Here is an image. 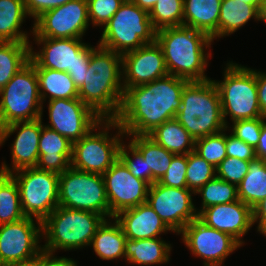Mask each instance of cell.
I'll return each mask as SVG.
<instances>
[{
  "label": "cell",
  "mask_w": 266,
  "mask_h": 266,
  "mask_svg": "<svg viewBox=\"0 0 266 266\" xmlns=\"http://www.w3.org/2000/svg\"><path fill=\"white\" fill-rule=\"evenodd\" d=\"M188 80L167 75L155 81L124 88L118 115L114 120L126 136L148 135L157 126L175 118Z\"/></svg>",
  "instance_id": "cell-1"
},
{
  "label": "cell",
  "mask_w": 266,
  "mask_h": 266,
  "mask_svg": "<svg viewBox=\"0 0 266 266\" xmlns=\"http://www.w3.org/2000/svg\"><path fill=\"white\" fill-rule=\"evenodd\" d=\"M124 87L122 55L97 44L92 50L79 99L102 119H114L121 107Z\"/></svg>",
  "instance_id": "cell-2"
},
{
  "label": "cell",
  "mask_w": 266,
  "mask_h": 266,
  "mask_svg": "<svg viewBox=\"0 0 266 266\" xmlns=\"http://www.w3.org/2000/svg\"><path fill=\"white\" fill-rule=\"evenodd\" d=\"M155 41L162 49L169 75L188 81L211 79L205 74L213 43L207 34L186 26L167 27L156 31Z\"/></svg>",
  "instance_id": "cell-3"
},
{
  "label": "cell",
  "mask_w": 266,
  "mask_h": 266,
  "mask_svg": "<svg viewBox=\"0 0 266 266\" xmlns=\"http://www.w3.org/2000/svg\"><path fill=\"white\" fill-rule=\"evenodd\" d=\"M175 119L194 140L227 128L222 116L220 94L212 79L188 81L185 84L181 107Z\"/></svg>",
  "instance_id": "cell-4"
},
{
  "label": "cell",
  "mask_w": 266,
  "mask_h": 266,
  "mask_svg": "<svg viewBox=\"0 0 266 266\" xmlns=\"http://www.w3.org/2000/svg\"><path fill=\"white\" fill-rule=\"evenodd\" d=\"M104 220L100 214L58 206L42 222L43 250L55 254L88 247Z\"/></svg>",
  "instance_id": "cell-5"
},
{
  "label": "cell",
  "mask_w": 266,
  "mask_h": 266,
  "mask_svg": "<svg viewBox=\"0 0 266 266\" xmlns=\"http://www.w3.org/2000/svg\"><path fill=\"white\" fill-rule=\"evenodd\" d=\"M223 71V80L213 81L220 94L226 127L228 115L232 122L264 117L258 103L256 70L229 61Z\"/></svg>",
  "instance_id": "cell-6"
},
{
  "label": "cell",
  "mask_w": 266,
  "mask_h": 266,
  "mask_svg": "<svg viewBox=\"0 0 266 266\" xmlns=\"http://www.w3.org/2000/svg\"><path fill=\"white\" fill-rule=\"evenodd\" d=\"M155 39L156 30L148 11L133 2H124L104 26L97 44L123 55L154 43Z\"/></svg>",
  "instance_id": "cell-7"
},
{
  "label": "cell",
  "mask_w": 266,
  "mask_h": 266,
  "mask_svg": "<svg viewBox=\"0 0 266 266\" xmlns=\"http://www.w3.org/2000/svg\"><path fill=\"white\" fill-rule=\"evenodd\" d=\"M33 38L38 47L42 46L35 52L30 45V60L35 69L67 72L79 89L84 83L85 71H88L91 53L96 46L92 47L77 38Z\"/></svg>",
  "instance_id": "cell-8"
},
{
  "label": "cell",
  "mask_w": 266,
  "mask_h": 266,
  "mask_svg": "<svg viewBox=\"0 0 266 266\" xmlns=\"http://www.w3.org/2000/svg\"><path fill=\"white\" fill-rule=\"evenodd\" d=\"M112 129L118 131L113 136L109 132ZM125 136L114 119H102L83 138L72 143L71 167L103 175L119 158L120 145Z\"/></svg>",
  "instance_id": "cell-9"
},
{
  "label": "cell",
  "mask_w": 266,
  "mask_h": 266,
  "mask_svg": "<svg viewBox=\"0 0 266 266\" xmlns=\"http://www.w3.org/2000/svg\"><path fill=\"white\" fill-rule=\"evenodd\" d=\"M0 128L43 117L38 77L30 60L0 90Z\"/></svg>",
  "instance_id": "cell-10"
},
{
  "label": "cell",
  "mask_w": 266,
  "mask_h": 266,
  "mask_svg": "<svg viewBox=\"0 0 266 266\" xmlns=\"http://www.w3.org/2000/svg\"><path fill=\"white\" fill-rule=\"evenodd\" d=\"M59 206L90 211L110 219L103 175L70 166L59 175Z\"/></svg>",
  "instance_id": "cell-11"
},
{
  "label": "cell",
  "mask_w": 266,
  "mask_h": 266,
  "mask_svg": "<svg viewBox=\"0 0 266 266\" xmlns=\"http://www.w3.org/2000/svg\"><path fill=\"white\" fill-rule=\"evenodd\" d=\"M10 175L18 185L26 217L43 222L59 206V174L31 167Z\"/></svg>",
  "instance_id": "cell-12"
},
{
  "label": "cell",
  "mask_w": 266,
  "mask_h": 266,
  "mask_svg": "<svg viewBox=\"0 0 266 266\" xmlns=\"http://www.w3.org/2000/svg\"><path fill=\"white\" fill-rule=\"evenodd\" d=\"M89 24L87 0H71L36 18L30 36L83 39Z\"/></svg>",
  "instance_id": "cell-13"
},
{
  "label": "cell",
  "mask_w": 266,
  "mask_h": 266,
  "mask_svg": "<svg viewBox=\"0 0 266 266\" xmlns=\"http://www.w3.org/2000/svg\"><path fill=\"white\" fill-rule=\"evenodd\" d=\"M192 195L195 194L187 188H174L156 182L149 186L146 203L171 232L178 235L192 220L198 218Z\"/></svg>",
  "instance_id": "cell-14"
},
{
  "label": "cell",
  "mask_w": 266,
  "mask_h": 266,
  "mask_svg": "<svg viewBox=\"0 0 266 266\" xmlns=\"http://www.w3.org/2000/svg\"><path fill=\"white\" fill-rule=\"evenodd\" d=\"M192 255L203 259V266L223 265L242 245L231 235L206 226L198 218L178 234Z\"/></svg>",
  "instance_id": "cell-15"
},
{
  "label": "cell",
  "mask_w": 266,
  "mask_h": 266,
  "mask_svg": "<svg viewBox=\"0 0 266 266\" xmlns=\"http://www.w3.org/2000/svg\"><path fill=\"white\" fill-rule=\"evenodd\" d=\"M32 217L0 225V265L26 261L43 251L42 222ZM41 238V239H40Z\"/></svg>",
  "instance_id": "cell-16"
},
{
  "label": "cell",
  "mask_w": 266,
  "mask_h": 266,
  "mask_svg": "<svg viewBox=\"0 0 266 266\" xmlns=\"http://www.w3.org/2000/svg\"><path fill=\"white\" fill-rule=\"evenodd\" d=\"M50 124L46 127L55 130L71 143L83 138L102 118L80 99H54L48 101Z\"/></svg>",
  "instance_id": "cell-17"
},
{
  "label": "cell",
  "mask_w": 266,
  "mask_h": 266,
  "mask_svg": "<svg viewBox=\"0 0 266 266\" xmlns=\"http://www.w3.org/2000/svg\"><path fill=\"white\" fill-rule=\"evenodd\" d=\"M110 219L119 212L146 203L149 184L135 178L118 158L103 174Z\"/></svg>",
  "instance_id": "cell-18"
},
{
  "label": "cell",
  "mask_w": 266,
  "mask_h": 266,
  "mask_svg": "<svg viewBox=\"0 0 266 266\" xmlns=\"http://www.w3.org/2000/svg\"><path fill=\"white\" fill-rule=\"evenodd\" d=\"M42 117L32 121L15 122L0 128V146L17 132L11 144V165L1 163L0 172L11 174L17 170L37 165L39 159V140L41 135Z\"/></svg>",
  "instance_id": "cell-19"
},
{
  "label": "cell",
  "mask_w": 266,
  "mask_h": 266,
  "mask_svg": "<svg viewBox=\"0 0 266 266\" xmlns=\"http://www.w3.org/2000/svg\"><path fill=\"white\" fill-rule=\"evenodd\" d=\"M169 75L161 47L155 41L122 55V82L131 88Z\"/></svg>",
  "instance_id": "cell-20"
},
{
  "label": "cell",
  "mask_w": 266,
  "mask_h": 266,
  "mask_svg": "<svg viewBox=\"0 0 266 266\" xmlns=\"http://www.w3.org/2000/svg\"><path fill=\"white\" fill-rule=\"evenodd\" d=\"M198 219L206 226L225 232L244 245L242 237L253 227L252 208L241 200L203 209Z\"/></svg>",
  "instance_id": "cell-21"
},
{
  "label": "cell",
  "mask_w": 266,
  "mask_h": 266,
  "mask_svg": "<svg viewBox=\"0 0 266 266\" xmlns=\"http://www.w3.org/2000/svg\"><path fill=\"white\" fill-rule=\"evenodd\" d=\"M113 218L131 240L160 238L161 234L171 231L147 203L123 210Z\"/></svg>",
  "instance_id": "cell-22"
},
{
  "label": "cell",
  "mask_w": 266,
  "mask_h": 266,
  "mask_svg": "<svg viewBox=\"0 0 266 266\" xmlns=\"http://www.w3.org/2000/svg\"><path fill=\"white\" fill-rule=\"evenodd\" d=\"M72 143L45 125L42 126L39 140L37 169L61 174L71 166Z\"/></svg>",
  "instance_id": "cell-23"
},
{
  "label": "cell",
  "mask_w": 266,
  "mask_h": 266,
  "mask_svg": "<svg viewBox=\"0 0 266 266\" xmlns=\"http://www.w3.org/2000/svg\"><path fill=\"white\" fill-rule=\"evenodd\" d=\"M222 0H184L183 26L219 39V15Z\"/></svg>",
  "instance_id": "cell-24"
},
{
  "label": "cell",
  "mask_w": 266,
  "mask_h": 266,
  "mask_svg": "<svg viewBox=\"0 0 266 266\" xmlns=\"http://www.w3.org/2000/svg\"><path fill=\"white\" fill-rule=\"evenodd\" d=\"M172 246L161 238L141 240L127 239L125 242V260L129 264L153 266L170 261Z\"/></svg>",
  "instance_id": "cell-25"
},
{
  "label": "cell",
  "mask_w": 266,
  "mask_h": 266,
  "mask_svg": "<svg viewBox=\"0 0 266 266\" xmlns=\"http://www.w3.org/2000/svg\"><path fill=\"white\" fill-rule=\"evenodd\" d=\"M126 240L127 238L115 218L105 219L97 228L90 247H93L95 254L102 260L125 259Z\"/></svg>",
  "instance_id": "cell-26"
},
{
  "label": "cell",
  "mask_w": 266,
  "mask_h": 266,
  "mask_svg": "<svg viewBox=\"0 0 266 266\" xmlns=\"http://www.w3.org/2000/svg\"><path fill=\"white\" fill-rule=\"evenodd\" d=\"M27 17L24 0H0V41L31 42L28 32L20 30Z\"/></svg>",
  "instance_id": "cell-27"
},
{
  "label": "cell",
  "mask_w": 266,
  "mask_h": 266,
  "mask_svg": "<svg viewBox=\"0 0 266 266\" xmlns=\"http://www.w3.org/2000/svg\"><path fill=\"white\" fill-rule=\"evenodd\" d=\"M42 103L54 99H79L78 88L67 72L35 69Z\"/></svg>",
  "instance_id": "cell-28"
},
{
  "label": "cell",
  "mask_w": 266,
  "mask_h": 266,
  "mask_svg": "<svg viewBox=\"0 0 266 266\" xmlns=\"http://www.w3.org/2000/svg\"><path fill=\"white\" fill-rule=\"evenodd\" d=\"M148 136L175 155L194 151L195 140L175 118L157 126Z\"/></svg>",
  "instance_id": "cell-29"
},
{
  "label": "cell",
  "mask_w": 266,
  "mask_h": 266,
  "mask_svg": "<svg viewBox=\"0 0 266 266\" xmlns=\"http://www.w3.org/2000/svg\"><path fill=\"white\" fill-rule=\"evenodd\" d=\"M260 21L259 10L240 0H222L219 15V38L229 36L249 20Z\"/></svg>",
  "instance_id": "cell-30"
},
{
  "label": "cell",
  "mask_w": 266,
  "mask_h": 266,
  "mask_svg": "<svg viewBox=\"0 0 266 266\" xmlns=\"http://www.w3.org/2000/svg\"><path fill=\"white\" fill-rule=\"evenodd\" d=\"M129 141L141 152L147 171H151L154 183L166 173L175 154L157 144L148 135L127 136Z\"/></svg>",
  "instance_id": "cell-31"
},
{
  "label": "cell",
  "mask_w": 266,
  "mask_h": 266,
  "mask_svg": "<svg viewBox=\"0 0 266 266\" xmlns=\"http://www.w3.org/2000/svg\"><path fill=\"white\" fill-rule=\"evenodd\" d=\"M238 199L251 208L266 197V161L255 158L249 161V170L237 186Z\"/></svg>",
  "instance_id": "cell-32"
},
{
  "label": "cell",
  "mask_w": 266,
  "mask_h": 266,
  "mask_svg": "<svg viewBox=\"0 0 266 266\" xmlns=\"http://www.w3.org/2000/svg\"><path fill=\"white\" fill-rule=\"evenodd\" d=\"M31 44L0 41V90L30 61Z\"/></svg>",
  "instance_id": "cell-33"
},
{
  "label": "cell",
  "mask_w": 266,
  "mask_h": 266,
  "mask_svg": "<svg viewBox=\"0 0 266 266\" xmlns=\"http://www.w3.org/2000/svg\"><path fill=\"white\" fill-rule=\"evenodd\" d=\"M24 217L15 179L10 174L0 172V225L19 221Z\"/></svg>",
  "instance_id": "cell-34"
},
{
  "label": "cell",
  "mask_w": 266,
  "mask_h": 266,
  "mask_svg": "<svg viewBox=\"0 0 266 266\" xmlns=\"http://www.w3.org/2000/svg\"><path fill=\"white\" fill-rule=\"evenodd\" d=\"M194 194L202 197L201 209L196 208L197 214L209 206L238 200L237 186L218 177L208 181Z\"/></svg>",
  "instance_id": "cell-35"
},
{
  "label": "cell",
  "mask_w": 266,
  "mask_h": 266,
  "mask_svg": "<svg viewBox=\"0 0 266 266\" xmlns=\"http://www.w3.org/2000/svg\"><path fill=\"white\" fill-rule=\"evenodd\" d=\"M184 0H158L148 12L153 28L183 26Z\"/></svg>",
  "instance_id": "cell-36"
},
{
  "label": "cell",
  "mask_w": 266,
  "mask_h": 266,
  "mask_svg": "<svg viewBox=\"0 0 266 266\" xmlns=\"http://www.w3.org/2000/svg\"><path fill=\"white\" fill-rule=\"evenodd\" d=\"M215 177L216 167L200 157L195 151L187 155V189L195 193Z\"/></svg>",
  "instance_id": "cell-37"
},
{
  "label": "cell",
  "mask_w": 266,
  "mask_h": 266,
  "mask_svg": "<svg viewBox=\"0 0 266 266\" xmlns=\"http://www.w3.org/2000/svg\"><path fill=\"white\" fill-rule=\"evenodd\" d=\"M226 131L227 129L195 140L194 151L214 167L227 157Z\"/></svg>",
  "instance_id": "cell-38"
},
{
  "label": "cell",
  "mask_w": 266,
  "mask_h": 266,
  "mask_svg": "<svg viewBox=\"0 0 266 266\" xmlns=\"http://www.w3.org/2000/svg\"><path fill=\"white\" fill-rule=\"evenodd\" d=\"M124 142L122 141L120 145L119 158L135 178L142 179L149 185L154 184V177L151 171H147V165L141 152L130 141L128 143Z\"/></svg>",
  "instance_id": "cell-39"
},
{
  "label": "cell",
  "mask_w": 266,
  "mask_h": 266,
  "mask_svg": "<svg viewBox=\"0 0 266 266\" xmlns=\"http://www.w3.org/2000/svg\"><path fill=\"white\" fill-rule=\"evenodd\" d=\"M123 3L122 0H87L89 22L93 27L104 28Z\"/></svg>",
  "instance_id": "cell-40"
},
{
  "label": "cell",
  "mask_w": 266,
  "mask_h": 266,
  "mask_svg": "<svg viewBox=\"0 0 266 266\" xmlns=\"http://www.w3.org/2000/svg\"><path fill=\"white\" fill-rule=\"evenodd\" d=\"M265 122L266 117L238 120L232 122V127L229 126L226 129L228 131L231 130L232 135L255 149L258 145L261 129Z\"/></svg>",
  "instance_id": "cell-41"
},
{
  "label": "cell",
  "mask_w": 266,
  "mask_h": 266,
  "mask_svg": "<svg viewBox=\"0 0 266 266\" xmlns=\"http://www.w3.org/2000/svg\"><path fill=\"white\" fill-rule=\"evenodd\" d=\"M249 170V161L226 157L216 167V177L238 186Z\"/></svg>",
  "instance_id": "cell-42"
},
{
  "label": "cell",
  "mask_w": 266,
  "mask_h": 266,
  "mask_svg": "<svg viewBox=\"0 0 266 266\" xmlns=\"http://www.w3.org/2000/svg\"><path fill=\"white\" fill-rule=\"evenodd\" d=\"M186 172L187 155H174L169 168L158 183L174 188H187Z\"/></svg>",
  "instance_id": "cell-43"
},
{
  "label": "cell",
  "mask_w": 266,
  "mask_h": 266,
  "mask_svg": "<svg viewBox=\"0 0 266 266\" xmlns=\"http://www.w3.org/2000/svg\"><path fill=\"white\" fill-rule=\"evenodd\" d=\"M226 153L228 157L251 161L256 158L255 149L236 138L232 134H226Z\"/></svg>",
  "instance_id": "cell-44"
},
{
  "label": "cell",
  "mask_w": 266,
  "mask_h": 266,
  "mask_svg": "<svg viewBox=\"0 0 266 266\" xmlns=\"http://www.w3.org/2000/svg\"><path fill=\"white\" fill-rule=\"evenodd\" d=\"M71 0H24L27 14L35 20L42 13L50 9L62 6Z\"/></svg>",
  "instance_id": "cell-45"
},
{
  "label": "cell",
  "mask_w": 266,
  "mask_h": 266,
  "mask_svg": "<svg viewBox=\"0 0 266 266\" xmlns=\"http://www.w3.org/2000/svg\"><path fill=\"white\" fill-rule=\"evenodd\" d=\"M54 253L42 251L36 256V266H78L72 258L54 256Z\"/></svg>",
  "instance_id": "cell-46"
},
{
  "label": "cell",
  "mask_w": 266,
  "mask_h": 266,
  "mask_svg": "<svg viewBox=\"0 0 266 266\" xmlns=\"http://www.w3.org/2000/svg\"><path fill=\"white\" fill-rule=\"evenodd\" d=\"M253 224H257V232L266 235V197L252 208Z\"/></svg>",
  "instance_id": "cell-47"
},
{
  "label": "cell",
  "mask_w": 266,
  "mask_h": 266,
  "mask_svg": "<svg viewBox=\"0 0 266 266\" xmlns=\"http://www.w3.org/2000/svg\"><path fill=\"white\" fill-rule=\"evenodd\" d=\"M256 83L258 103L262 112V115L266 117V73L256 70Z\"/></svg>",
  "instance_id": "cell-48"
},
{
  "label": "cell",
  "mask_w": 266,
  "mask_h": 266,
  "mask_svg": "<svg viewBox=\"0 0 266 266\" xmlns=\"http://www.w3.org/2000/svg\"><path fill=\"white\" fill-rule=\"evenodd\" d=\"M255 154L257 158H261L266 161V122L262 126L260 139L257 147L255 148Z\"/></svg>",
  "instance_id": "cell-49"
},
{
  "label": "cell",
  "mask_w": 266,
  "mask_h": 266,
  "mask_svg": "<svg viewBox=\"0 0 266 266\" xmlns=\"http://www.w3.org/2000/svg\"><path fill=\"white\" fill-rule=\"evenodd\" d=\"M132 2L140 8L149 12L152 7L158 2V0H133Z\"/></svg>",
  "instance_id": "cell-50"
},
{
  "label": "cell",
  "mask_w": 266,
  "mask_h": 266,
  "mask_svg": "<svg viewBox=\"0 0 266 266\" xmlns=\"http://www.w3.org/2000/svg\"><path fill=\"white\" fill-rule=\"evenodd\" d=\"M0 266H36V257L26 261H18Z\"/></svg>",
  "instance_id": "cell-51"
},
{
  "label": "cell",
  "mask_w": 266,
  "mask_h": 266,
  "mask_svg": "<svg viewBox=\"0 0 266 266\" xmlns=\"http://www.w3.org/2000/svg\"><path fill=\"white\" fill-rule=\"evenodd\" d=\"M260 21L266 23V0H262L259 8Z\"/></svg>",
  "instance_id": "cell-52"
},
{
  "label": "cell",
  "mask_w": 266,
  "mask_h": 266,
  "mask_svg": "<svg viewBox=\"0 0 266 266\" xmlns=\"http://www.w3.org/2000/svg\"><path fill=\"white\" fill-rule=\"evenodd\" d=\"M240 1H243L244 3H247V4L254 5L259 10L262 0H240Z\"/></svg>",
  "instance_id": "cell-53"
},
{
  "label": "cell",
  "mask_w": 266,
  "mask_h": 266,
  "mask_svg": "<svg viewBox=\"0 0 266 266\" xmlns=\"http://www.w3.org/2000/svg\"><path fill=\"white\" fill-rule=\"evenodd\" d=\"M123 2H132L133 0H122Z\"/></svg>",
  "instance_id": "cell-54"
}]
</instances>
